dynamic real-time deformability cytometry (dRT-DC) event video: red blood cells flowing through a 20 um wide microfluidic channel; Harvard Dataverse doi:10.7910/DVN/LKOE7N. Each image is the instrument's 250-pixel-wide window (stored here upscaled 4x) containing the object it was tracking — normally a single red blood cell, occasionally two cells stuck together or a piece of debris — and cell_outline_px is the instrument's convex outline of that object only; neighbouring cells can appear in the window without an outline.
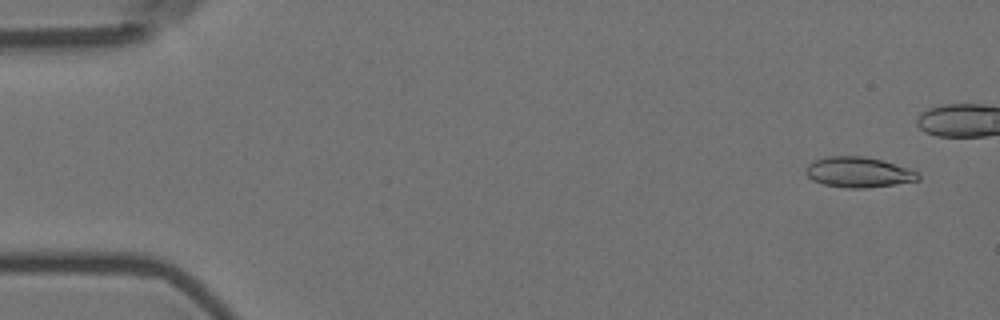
{"species": "Egyptian fruit bat (a non-hibernating species)", "species_latin": "Rousettus aegyptiacus", "temperature_condition": "room temperature", "stored_images_in_passage": 45, "camera_frame_rate_fps": 3000, "um_per_image_px": 0.085, "animal": {"sex": "female"}, "frame": {"image": 1, "passage_image": 3, "time_ms": 0.667, "image_size_px": [1000, 320], "cell_outline_px": [[920, 180], [864, 188], [848, 188], [824, 184], [812, 180], [808, 176], [808, 164], [812, 160], [828, 156], [864, 156], [880, 160], [908, 168], [916, 172], [920, 176]], "centroid_in_image_um": [72.96, 14.63], "position_along_channel_um": 12.0, "area_um2": 19.54}}
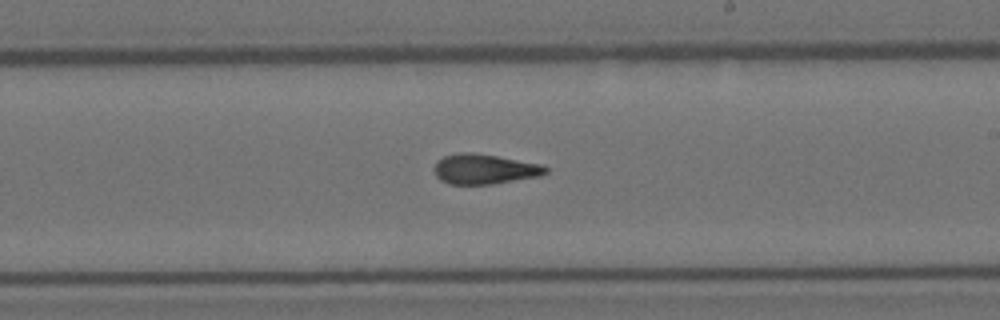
{"frame": {"image": 2, "passage_image": 33, "time_ms": 10.667, "image_size_px": [1000, 320], "cell_outline_px": [[548, 172], [540, 176], [492, 184], [448, 184], [440, 180], [436, 176], [436, 160], [444, 156], [460, 152], [472, 152], [544, 164], [548, 168]], "centroid_in_image_um": [41.21, 14.37], "position_along_channel_um": 247.8, "area_um2": 19.54}}
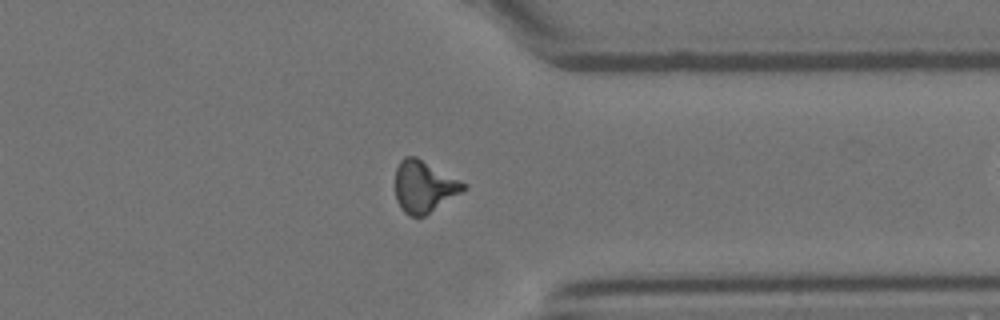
{"frame": {"image": 3, "passage_image": 44, "time_ms": 14.333, "image_size_px": [1000, 320], "cell_outline_px": [[468, 188], [424, 216], [408, 216], [400, 208], [396, 200], [396, 168], [400, 160], [404, 156], [416, 156], [468, 184]], "centroid_in_image_um": [36.04, 15.85], "position_along_channel_um": 375.4, "area_um2": 20.63}}